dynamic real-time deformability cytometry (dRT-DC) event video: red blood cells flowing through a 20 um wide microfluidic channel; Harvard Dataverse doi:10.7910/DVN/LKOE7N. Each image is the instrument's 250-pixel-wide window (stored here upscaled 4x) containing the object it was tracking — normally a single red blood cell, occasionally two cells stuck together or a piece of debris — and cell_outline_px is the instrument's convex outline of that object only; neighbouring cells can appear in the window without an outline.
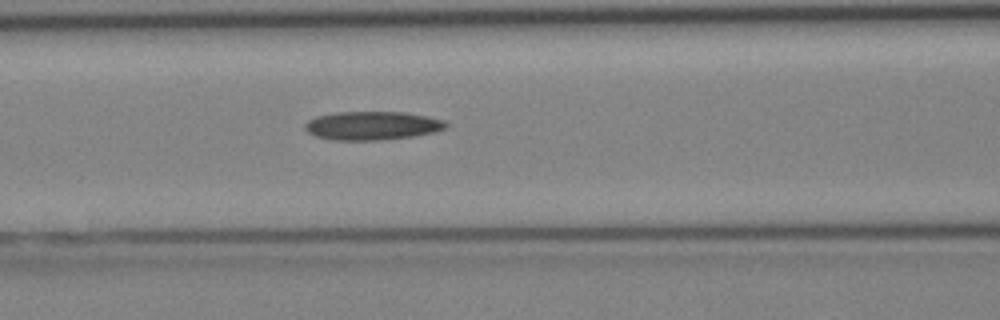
{"species": "Egyptian fruit bat (a non-hibernating species)", "species_latin": "Rousettus aegyptiacus", "temperature_condition": "cold", "stored_images_in_passage": 5, "segment_of_instrument_passage": [1, 2], "camera_frame_rate_fps": 3000, "um_per_image_px": 0.085, "animal": {"sex": "female"}, "frame": {"image": 1, "passage_image": 4, "time_ms": 4.333, "image_size_px": [1000, 320], "cell_outline_px": [[448, 128], [416, 136], [384, 140], [332, 140], [316, 136], [308, 132], [304, 128], [304, 124], [308, 120], [316, 116], [336, 112], [404, 112], [428, 116], [444, 120], [448, 124]], "centroid_in_image_um": [31.65, 10.68], "position_along_channel_um": 135.0, "area_um2": 23.7}}